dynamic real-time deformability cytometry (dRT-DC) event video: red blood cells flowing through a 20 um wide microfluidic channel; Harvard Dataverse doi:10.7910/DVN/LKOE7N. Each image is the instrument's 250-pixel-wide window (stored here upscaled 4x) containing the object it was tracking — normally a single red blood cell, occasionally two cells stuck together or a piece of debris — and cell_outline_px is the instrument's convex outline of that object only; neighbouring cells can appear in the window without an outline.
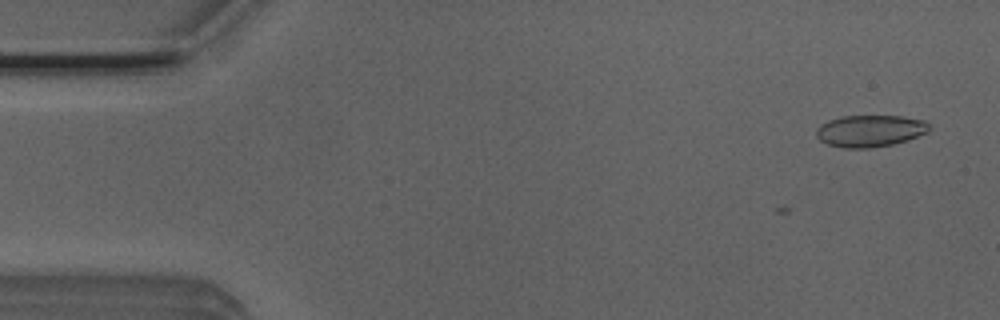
{"species": "Egyptian fruit bat (a non-hibernating species)", "species_latin": "Rousettus aegyptiacus", "temperature_condition": "room temperature", "stored_images_in_passage": 2, "camera_frame_rate_fps": 3000, "um_per_image_px": 0.085, "animal": {"sex": "male"}, "frame": {"image": 1, "passage_image": 2, "time_ms": 0.333, "image_size_px": [1000, 320], "cell_outline_px": [[928, 132], [908, 140], [892, 144], [868, 148], [840, 148], [828, 144], [820, 140], [816, 136], [816, 128], [820, 124], [828, 120], [840, 116], [900, 116], [924, 120], [928, 124]], "centroid_in_image_um": [73.91, 11.12], "position_along_channel_um": 11.1, "area_um2": 20.98}}